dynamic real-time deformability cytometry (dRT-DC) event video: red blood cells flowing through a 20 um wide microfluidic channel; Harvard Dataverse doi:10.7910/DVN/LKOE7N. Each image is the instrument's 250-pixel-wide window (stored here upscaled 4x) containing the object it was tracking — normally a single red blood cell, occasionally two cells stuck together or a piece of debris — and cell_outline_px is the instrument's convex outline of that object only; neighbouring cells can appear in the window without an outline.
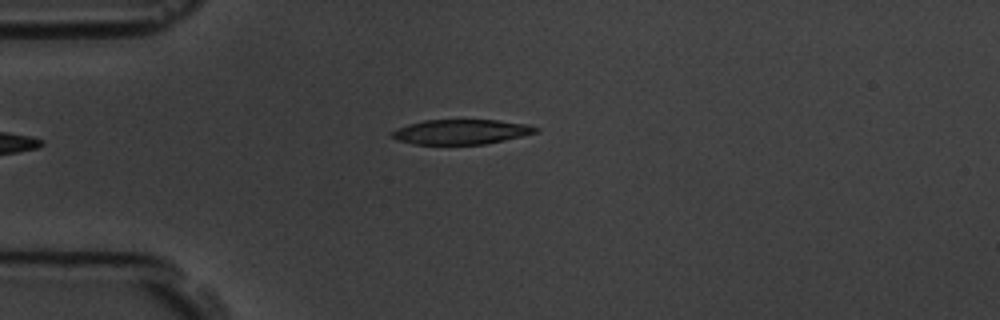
{"species": "common noctule bat (a hibernating species)", "species_latin": "Nyctalus noctula", "temperature_condition": "room temperature", "stored_images_in_passage": 5, "camera_frame_rate_fps": 3000, "um_per_image_px": 0.085, "animal": {"sex": "male", "body_mass_g": 19.5, "forearm_length_mm": 54.6}, "frame": {"image": 1, "passage_image": 5, "time_ms": 4.333, "image_size_px": [1000, 320], "cell_outline_px": [[540, 128], [536, 132], [504, 140], [484, 144], [416, 144], [396, 140], [392, 136], [392, 132], [408, 124], [424, 120], [500, 120], [528, 124]], "centroid_in_image_um": [39.22, 11.2], "position_along_channel_um": 45.8, "area_um2": 20.58}}